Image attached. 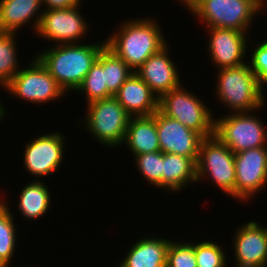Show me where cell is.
Segmentation results:
<instances>
[{
	"label": "cell",
	"instance_id": "obj_31",
	"mask_svg": "<svg viewBox=\"0 0 267 267\" xmlns=\"http://www.w3.org/2000/svg\"><path fill=\"white\" fill-rule=\"evenodd\" d=\"M82 3V0H42L44 10L71 8Z\"/></svg>",
	"mask_w": 267,
	"mask_h": 267
},
{
	"label": "cell",
	"instance_id": "obj_27",
	"mask_svg": "<svg viewBox=\"0 0 267 267\" xmlns=\"http://www.w3.org/2000/svg\"><path fill=\"white\" fill-rule=\"evenodd\" d=\"M136 169L154 188L162 190L163 152H148L134 156Z\"/></svg>",
	"mask_w": 267,
	"mask_h": 267
},
{
	"label": "cell",
	"instance_id": "obj_25",
	"mask_svg": "<svg viewBox=\"0 0 267 267\" xmlns=\"http://www.w3.org/2000/svg\"><path fill=\"white\" fill-rule=\"evenodd\" d=\"M103 70L108 97L114 96L134 71L106 46L103 48Z\"/></svg>",
	"mask_w": 267,
	"mask_h": 267
},
{
	"label": "cell",
	"instance_id": "obj_11",
	"mask_svg": "<svg viewBox=\"0 0 267 267\" xmlns=\"http://www.w3.org/2000/svg\"><path fill=\"white\" fill-rule=\"evenodd\" d=\"M81 5L44 10L36 35L48 42L54 41V45L83 43L90 24L81 14Z\"/></svg>",
	"mask_w": 267,
	"mask_h": 267
},
{
	"label": "cell",
	"instance_id": "obj_8",
	"mask_svg": "<svg viewBox=\"0 0 267 267\" xmlns=\"http://www.w3.org/2000/svg\"><path fill=\"white\" fill-rule=\"evenodd\" d=\"M30 64L20 69L11 81L3 88L9 97L14 96L32 104L54 103L62 100L66 92L58 82L50 75L47 69L33 55ZM27 66V67H26Z\"/></svg>",
	"mask_w": 267,
	"mask_h": 267
},
{
	"label": "cell",
	"instance_id": "obj_7",
	"mask_svg": "<svg viewBox=\"0 0 267 267\" xmlns=\"http://www.w3.org/2000/svg\"><path fill=\"white\" fill-rule=\"evenodd\" d=\"M234 157L235 153L216 135L203 138L196 163L197 183H203L204 180L206 183V180L211 179L213 186L234 198L236 181Z\"/></svg>",
	"mask_w": 267,
	"mask_h": 267
},
{
	"label": "cell",
	"instance_id": "obj_4",
	"mask_svg": "<svg viewBox=\"0 0 267 267\" xmlns=\"http://www.w3.org/2000/svg\"><path fill=\"white\" fill-rule=\"evenodd\" d=\"M262 2L263 0H195L187 8V12L202 21L201 24L205 27L248 33L253 25L252 20L263 13Z\"/></svg>",
	"mask_w": 267,
	"mask_h": 267
},
{
	"label": "cell",
	"instance_id": "obj_14",
	"mask_svg": "<svg viewBox=\"0 0 267 267\" xmlns=\"http://www.w3.org/2000/svg\"><path fill=\"white\" fill-rule=\"evenodd\" d=\"M256 220L237 226L232 235L234 264L240 267H267V225Z\"/></svg>",
	"mask_w": 267,
	"mask_h": 267
},
{
	"label": "cell",
	"instance_id": "obj_29",
	"mask_svg": "<svg viewBox=\"0 0 267 267\" xmlns=\"http://www.w3.org/2000/svg\"><path fill=\"white\" fill-rule=\"evenodd\" d=\"M171 240L166 259V267H197L195 241Z\"/></svg>",
	"mask_w": 267,
	"mask_h": 267
},
{
	"label": "cell",
	"instance_id": "obj_26",
	"mask_svg": "<svg viewBox=\"0 0 267 267\" xmlns=\"http://www.w3.org/2000/svg\"><path fill=\"white\" fill-rule=\"evenodd\" d=\"M78 93H84L87 105L96 101L108 98V89L105 83L103 70V49L99 53L97 60L84 78L82 84L77 88Z\"/></svg>",
	"mask_w": 267,
	"mask_h": 267
},
{
	"label": "cell",
	"instance_id": "obj_18",
	"mask_svg": "<svg viewBox=\"0 0 267 267\" xmlns=\"http://www.w3.org/2000/svg\"><path fill=\"white\" fill-rule=\"evenodd\" d=\"M42 0H0V32L18 33L26 25L34 35L44 11Z\"/></svg>",
	"mask_w": 267,
	"mask_h": 267
},
{
	"label": "cell",
	"instance_id": "obj_5",
	"mask_svg": "<svg viewBox=\"0 0 267 267\" xmlns=\"http://www.w3.org/2000/svg\"><path fill=\"white\" fill-rule=\"evenodd\" d=\"M86 117L79 119L94 140L108 148L122 147L130 115L114 96L86 105Z\"/></svg>",
	"mask_w": 267,
	"mask_h": 267
},
{
	"label": "cell",
	"instance_id": "obj_16",
	"mask_svg": "<svg viewBox=\"0 0 267 267\" xmlns=\"http://www.w3.org/2000/svg\"><path fill=\"white\" fill-rule=\"evenodd\" d=\"M169 46L166 45L160 51L150 56L143 65L136 70L139 76L160 99L164 94L177 88L181 82V76L175 66L174 59L169 55Z\"/></svg>",
	"mask_w": 267,
	"mask_h": 267
},
{
	"label": "cell",
	"instance_id": "obj_34",
	"mask_svg": "<svg viewBox=\"0 0 267 267\" xmlns=\"http://www.w3.org/2000/svg\"><path fill=\"white\" fill-rule=\"evenodd\" d=\"M262 7H263V14H265L266 12H267V0H263V2H262ZM266 8V9H265Z\"/></svg>",
	"mask_w": 267,
	"mask_h": 267
},
{
	"label": "cell",
	"instance_id": "obj_30",
	"mask_svg": "<svg viewBox=\"0 0 267 267\" xmlns=\"http://www.w3.org/2000/svg\"><path fill=\"white\" fill-rule=\"evenodd\" d=\"M263 40L254 44L255 47H253L252 52H248L250 58L247 59V63L260 81L262 89L266 91L264 87L267 86V40L266 38Z\"/></svg>",
	"mask_w": 267,
	"mask_h": 267
},
{
	"label": "cell",
	"instance_id": "obj_17",
	"mask_svg": "<svg viewBox=\"0 0 267 267\" xmlns=\"http://www.w3.org/2000/svg\"><path fill=\"white\" fill-rule=\"evenodd\" d=\"M114 97L131 117L152 116L159 109V99L135 72Z\"/></svg>",
	"mask_w": 267,
	"mask_h": 267
},
{
	"label": "cell",
	"instance_id": "obj_32",
	"mask_svg": "<svg viewBox=\"0 0 267 267\" xmlns=\"http://www.w3.org/2000/svg\"><path fill=\"white\" fill-rule=\"evenodd\" d=\"M6 115H8L7 113V109L4 106V103H2V101L0 100V122L3 124L2 120L6 119Z\"/></svg>",
	"mask_w": 267,
	"mask_h": 267
},
{
	"label": "cell",
	"instance_id": "obj_20",
	"mask_svg": "<svg viewBox=\"0 0 267 267\" xmlns=\"http://www.w3.org/2000/svg\"><path fill=\"white\" fill-rule=\"evenodd\" d=\"M135 155L160 150L156 112L152 116L130 117L123 146Z\"/></svg>",
	"mask_w": 267,
	"mask_h": 267
},
{
	"label": "cell",
	"instance_id": "obj_1",
	"mask_svg": "<svg viewBox=\"0 0 267 267\" xmlns=\"http://www.w3.org/2000/svg\"><path fill=\"white\" fill-rule=\"evenodd\" d=\"M106 39V47L134 72L168 43L159 21L153 17L125 19Z\"/></svg>",
	"mask_w": 267,
	"mask_h": 267
},
{
	"label": "cell",
	"instance_id": "obj_9",
	"mask_svg": "<svg viewBox=\"0 0 267 267\" xmlns=\"http://www.w3.org/2000/svg\"><path fill=\"white\" fill-rule=\"evenodd\" d=\"M262 109L215 117L214 135L234 153L267 146V128L262 121L264 118L261 115L258 117L259 113H256Z\"/></svg>",
	"mask_w": 267,
	"mask_h": 267
},
{
	"label": "cell",
	"instance_id": "obj_28",
	"mask_svg": "<svg viewBox=\"0 0 267 267\" xmlns=\"http://www.w3.org/2000/svg\"><path fill=\"white\" fill-rule=\"evenodd\" d=\"M226 248H222L212 239L206 241H195V258L197 267H227L228 258L227 253L224 252Z\"/></svg>",
	"mask_w": 267,
	"mask_h": 267
},
{
	"label": "cell",
	"instance_id": "obj_23",
	"mask_svg": "<svg viewBox=\"0 0 267 267\" xmlns=\"http://www.w3.org/2000/svg\"><path fill=\"white\" fill-rule=\"evenodd\" d=\"M7 195L0 194V266H9L15 255L17 246V227L11 205L6 201ZM14 254V255H13Z\"/></svg>",
	"mask_w": 267,
	"mask_h": 267
},
{
	"label": "cell",
	"instance_id": "obj_22",
	"mask_svg": "<svg viewBox=\"0 0 267 267\" xmlns=\"http://www.w3.org/2000/svg\"><path fill=\"white\" fill-rule=\"evenodd\" d=\"M43 180H32L20 189L16 209L25 220L32 221L46 216L51 206V193L47 183Z\"/></svg>",
	"mask_w": 267,
	"mask_h": 267
},
{
	"label": "cell",
	"instance_id": "obj_12",
	"mask_svg": "<svg viewBox=\"0 0 267 267\" xmlns=\"http://www.w3.org/2000/svg\"><path fill=\"white\" fill-rule=\"evenodd\" d=\"M234 161V199L246 204L267 186V146L235 153Z\"/></svg>",
	"mask_w": 267,
	"mask_h": 267
},
{
	"label": "cell",
	"instance_id": "obj_2",
	"mask_svg": "<svg viewBox=\"0 0 267 267\" xmlns=\"http://www.w3.org/2000/svg\"><path fill=\"white\" fill-rule=\"evenodd\" d=\"M105 46V40H99V43L51 45L40 53L37 51L35 57L66 93H72L82 84Z\"/></svg>",
	"mask_w": 267,
	"mask_h": 267
},
{
	"label": "cell",
	"instance_id": "obj_33",
	"mask_svg": "<svg viewBox=\"0 0 267 267\" xmlns=\"http://www.w3.org/2000/svg\"><path fill=\"white\" fill-rule=\"evenodd\" d=\"M178 1H180L178 3H182L180 5H183L187 9L195 0H178Z\"/></svg>",
	"mask_w": 267,
	"mask_h": 267
},
{
	"label": "cell",
	"instance_id": "obj_21",
	"mask_svg": "<svg viewBox=\"0 0 267 267\" xmlns=\"http://www.w3.org/2000/svg\"><path fill=\"white\" fill-rule=\"evenodd\" d=\"M196 162L189 157L163 153L162 189L172 193L183 192L184 188L197 184ZM190 184V185H189Z\"/></svg>",
	"mask_w": 267,
	"mask_h": 267
},
{
	"label": "cell",
	"instance_id": "obj_3",
	"mask_svg": "<svg viewBox=\"0 0 267 267\" xmlns=\"http://www.w3.org/2000/svg\"><path fill=\"white\" fill-rule=\"evenodd\" d=\"M215 98L228 114L247 113L266 106L265 91L248 63L217 70ZM266 101V102H265Z\"/></svg>",
	"mask_w": 267,
	"mask_h": 267
},
{
	"label": "cell",
	"instance_id": "obj_35",
	"mask_svg": "<svg viewBox=\"0 0 267 267\" xmlns=\"http://www.w3.org/2000/svg\"><path fill=\"white\" fill-rule=\"evenodd\" d=\"M116 267H124L123 265H121V264H119V262H118V264H117V266Z\"/></svg>",
	"mask_w": 267,
	"mask_h": 267
},
{
	"label": "cell",
	"instance_id": "obj_24",
	"mask_svg": "<svg viewBox=\"0 0 267 267\" xmlns=\"http://www.w3.org/2000/svg\"><path fill=\"white\" fill-rule=\"evenodd\" d=\"M16 35L18 33L0 32V89H3L23 67L18 61Z\"/></svg>",
	"mask_w": 267,
	"mask_h": 267
},
{
	"label": "cell",
	"instance_id": "obj_6",
	"mask_svg": "<svg viewBox=\"0 0 267 267\" xmlns=\"http://www.w3.org/2000/svg\"><path fill=\"white\" fill-rule=\"evenodd\" d=\"M200 98L181 84L159 99V110L185 127L196 131L203 138L210 137L214 135L216 115L213 116L214 110H211Z\"/></svg>",
	"mask_w": 267,
	"mask_h": 267
},
{
	"label": "cell",
	"instance_id": "obj_15",
	"mask_svg": "<svg viewBox=\"0 0 267 267\" xmlns=\"http://www.w3.org/2000/svg\"><path fill=\"white\" fill-rule=\"evenodd\" d=\"M156 129L163 153H173L192 158L196 163L203 137L179 121L156 111Z\"/></svg>",
	"mask_w": 267,
	"mask_h": 267
},
{
	"label": "cell",
	"instance_id": "obj_13",
	"mask_svg": "<svg viewBox=\"0 0 267 267\" xmlns=\"http://www.w3.org/2000/svg\"><path fill=\"white\" fill-rule=\"evenodd\" d=\"M206 28L209 35L206 53H208L213 67L219 70L237 67L248 62L246 59L249 56L248 33L227 28Z\"/></svg>",
	"mask_w": 267,
	"mask_h": 267
},
{
	"label": "cell",
	"instance_id": "obj_10",
	"mask_svg": "<svg viewBox=\"0 0 267 267\" xmlns=\"http://www.w3.org/2000/svg\"><path fill=\"white\" fill-rule=\"evenodd\" d=\"M27 142L22 160L26 172L35 177L34 180L49 178L54 172L56 174L65 157L66 139L63 132L57 130L43 133Z\"/></svg>",
	"mask_w": 267,
	"mask_h": 267
},
{
	"label": "cell",
	"instance_id": "obj_19",
	"mask_svg": "<svg viewBox=\"0 0 267 267\" xmlns=\"http://www.w3.org/2000/svg\"><path fill=\"white\" fill-rule=\"evenodd\" d=\"M171 239L161 237H140L133 242L129 251L119 263L124 267H166L167 251Z\"/></svg>",
	"mask_w": 267,
	"mask_h": 267
}]
</instances>
